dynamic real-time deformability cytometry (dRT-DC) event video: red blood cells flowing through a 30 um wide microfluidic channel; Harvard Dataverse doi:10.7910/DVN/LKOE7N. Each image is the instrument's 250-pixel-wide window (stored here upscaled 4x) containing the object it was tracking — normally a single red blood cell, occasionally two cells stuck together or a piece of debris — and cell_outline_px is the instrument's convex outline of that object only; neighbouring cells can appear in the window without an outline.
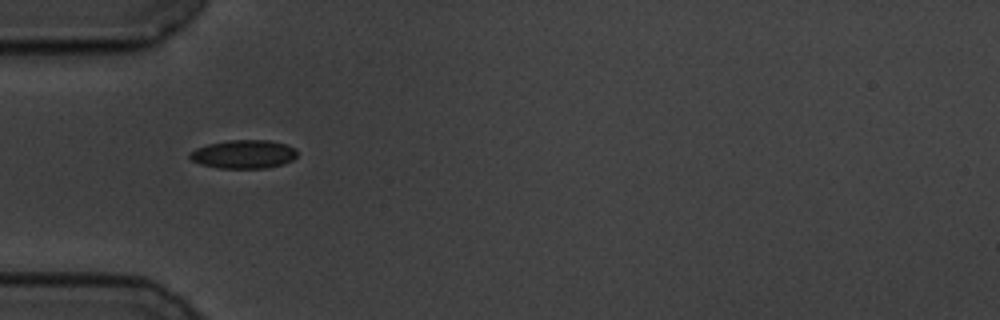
{"species": "common noctule bat (a hibernating species)", "species_latin": "Nyctalus noctula", "temperature_condition": "cold", "stored_images_in_passage": 38, "camera_frame_rate_fps": 3000, "um_per_image_px": 0.085, "animal": {"sex": "male", "body_mass_g": 19.5, "forearm_length_mm": 54.6}, "frame": {"image": 1, "passage_image": 1, "time_ms": 0.0, "image_size_px": [1000, 320], "cell_outline_px": [[296, 156], [292, 160], [284, 164], [268, 168], [220, 168], [200, 164], [192, 160], [188, 156], [196, 148], [208, 144], [228, 140], [268, 140], [284, 144], [292, 148], [296, 152]], "centroid_in_image_um": [20.7, 13.11], "position_along_channel_um": 64.3, "area_um2": 17.69}}
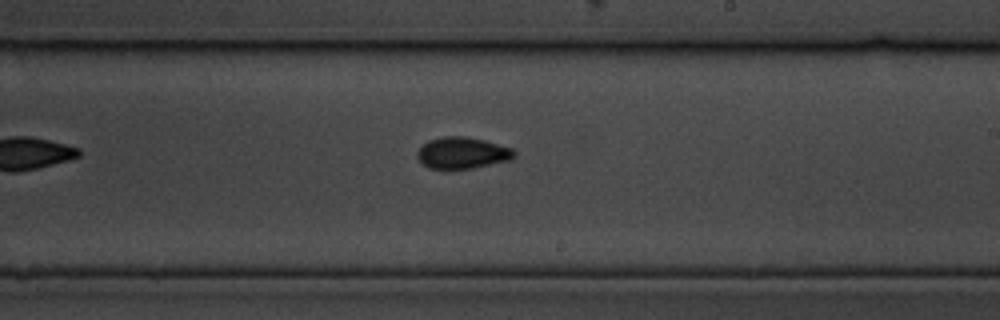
{"frame": {"image": 2, "passage_image": 17, "time_ms": 5.333, "image_size_px": [1000, 320], "cell_outline_px": [[516, 156], [508, 160], [472, 168], [428, 168], [416, 156], [416, 152], [428, 140], [444, 136], [464, 136], [484, 140], [512, 148], [516, 152]], "centroid_in_image_um": [39.29, 12.98], "position_along_channel_um": 249.7, "area_um2": 17.57}}
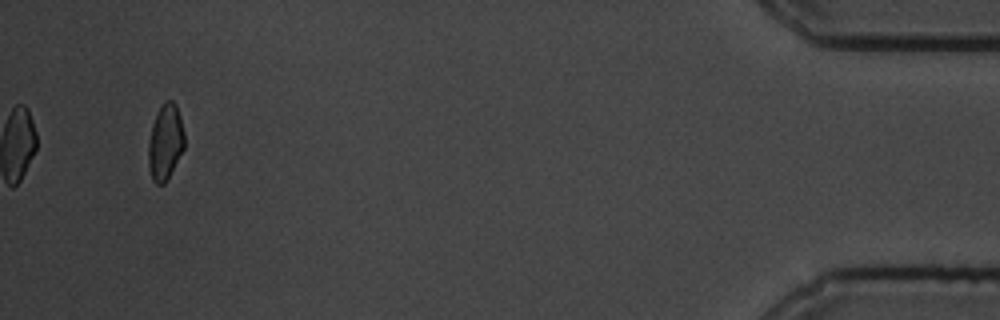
{"frame": {"image": 3, "passage_image": 38, "time_ms": 12.333, "image_size_px": [1000, 320], "cell_outline_px": [[184, 148], [168, 180], [164, 184], [156, 184], [152, 180], [148, 168], [148, 144], [152, 124], [164, 100], [172, 100], [176, 104], [180, 116], [184, 132]], "centroid_in_image_um": [14.05, 12.12], "position_along_channel_um": 421.2, "area_um2": 16.07}, "authors_computed_cell_mechanics": {"area_um2": 16.8487, "velocity_mm_per_s": 3.506, "shape_relaxation_time_tau1_ms": 2.4253, "shape_relaxation_time_tau2_ms": 2.3959, "deformation_change_tau1": 0.1011, "deformation_change_tau2": 0.0729}}